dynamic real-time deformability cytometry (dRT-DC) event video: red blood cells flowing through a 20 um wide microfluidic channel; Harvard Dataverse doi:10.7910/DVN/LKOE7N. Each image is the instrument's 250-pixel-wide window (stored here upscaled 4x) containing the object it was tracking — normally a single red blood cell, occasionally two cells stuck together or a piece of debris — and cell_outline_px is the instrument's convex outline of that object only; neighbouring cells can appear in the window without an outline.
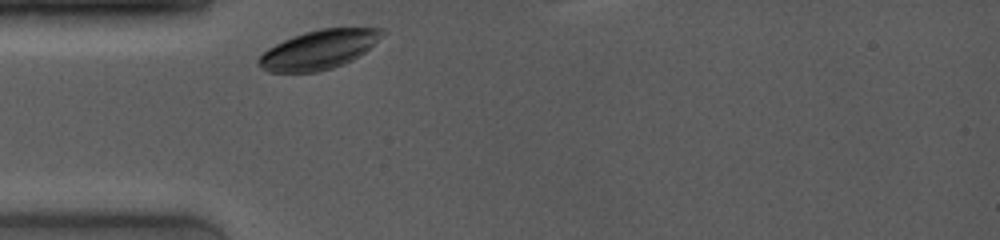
{"species": "common noctule bat (a hibernating species)", "species_latin": "Nyctalus noctula", "temperature_condition": "room temperature", "stored_images_in_passage": 1, "camera_frame_rate_fps": 4000, "um_per_image_px": 0.085, "animal": {"sex": "female", "body_mass_g": 19.0, "forearm_length_mm": 53.3}, "frame": {"image": 1, "passage_image": 1, "time_ms": 0.0, "image_size_px": [1000, 240], "cell_outline_px": [[388, 32], [364, 52], [352, 60], [344, 64], [332, 68], [316, 72], [268, 72], [260, 68], [256, 64], [260, 56], [268, 48], [292, 36], [304, 32], [320, 28], [384, 28]], "centroid_in_image_um": [27.11, 4.21], "position_along_channel_um": 57.9, "area_um2": 28.21}}